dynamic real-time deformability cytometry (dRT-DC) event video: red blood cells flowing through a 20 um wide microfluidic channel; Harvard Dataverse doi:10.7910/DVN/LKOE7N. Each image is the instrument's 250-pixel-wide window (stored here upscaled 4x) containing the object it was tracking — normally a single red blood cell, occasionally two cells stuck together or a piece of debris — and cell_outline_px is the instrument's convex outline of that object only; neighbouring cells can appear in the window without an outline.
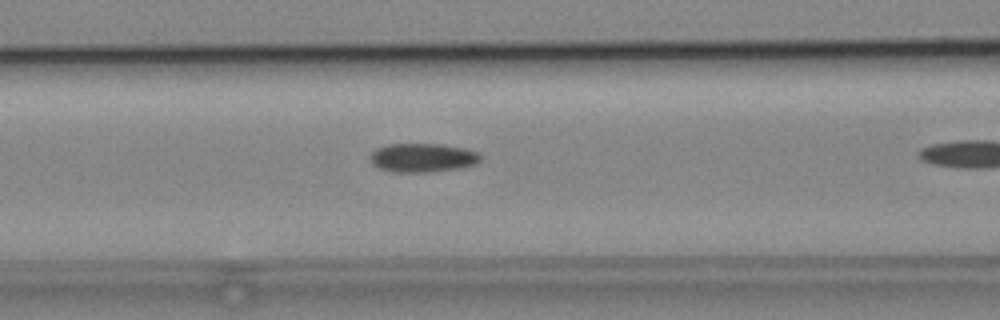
{"species": "common noctule bat (a hibernating species)", "species_latin": "Nyctalus noctula", "temperature_condition": "cold", "stored_images_in_passage": 7, "camera_frame_rate_fps": 3000, "um_per_image_px": 0.085, "animal": {"sex": "male", "body_mass_g": 19.2, "forearm_length_mm": 51.8}, "frame": {"image": 1, "passage_image": 3, "time_ms": 0.667, "image_size_px": [1000, 320], "cell_outline_px": [[480, 160], [476, 164], [460, 168], [428, 172], [392, 172], [380, 168], [372, 164], [368, 156], [376, 148], [388, 144], [444, 144], [464, 148], [476, 152], [480, 156]], "centroid_in_image_um": [35.89, 13.4], "position_along_channel_um": 130.7, "area_um2": 18.61}}
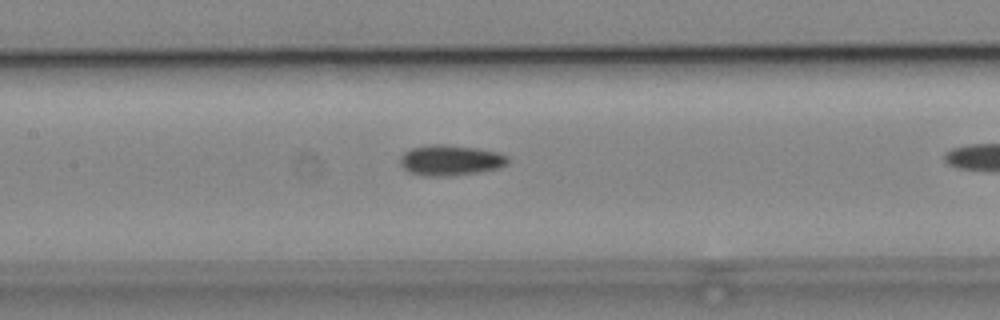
{"frame": {"image": 2, "passage_image": 6, "time_ms": 1.667, "image_size_px": [1000, 320], "cell_outline_px": [[508, 164], [496, 168], [476, 172], [452, 176], [420, 176], [408, 172], [400, 164], [400, 156], [404, 152], [412, 148], [432, 144], [444, 144], [476, 148], [500, 152], [508, 156]], "centroid_in_image_um": [38.26, 13.62], "position_along_channel_um": 169.1, "area_um2": 19.25}}